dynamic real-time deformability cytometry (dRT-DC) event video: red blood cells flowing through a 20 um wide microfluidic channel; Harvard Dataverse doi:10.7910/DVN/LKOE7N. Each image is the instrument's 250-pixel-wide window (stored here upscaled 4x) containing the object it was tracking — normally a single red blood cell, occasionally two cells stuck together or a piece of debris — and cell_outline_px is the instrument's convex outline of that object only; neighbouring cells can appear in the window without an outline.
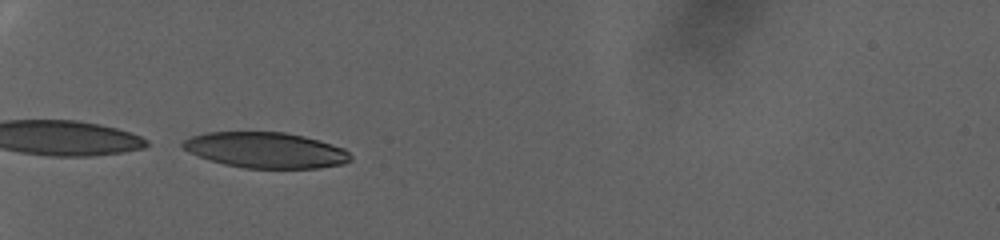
{"species": "human", "species_latin": "Homo sapiens", "temperature_condition": "warm", "stored_images_in_passage": 49, "camera_frame_rate_fps": 3000, "um_per_image_px": 0.085, "donor": {"sex": "female"}, "frame": {"image": 1, "passage_image": 1, "time_ms": 0.0, "image_size_px": [1000, 240], "cell_outline_px": [[352, 160], [344, 164], [316, 168], [244, 168], [224, 164], [188, 152], [180, 144], [184, 140], [192, 136], [208, 132], [284, 132], [304, 136], [332, 144], [344, 148], [352, 156]], "centroid_in_image_um": [22.61, 12.76], "position_along_channel_um": 62.4, "area_um2": 34.8}}
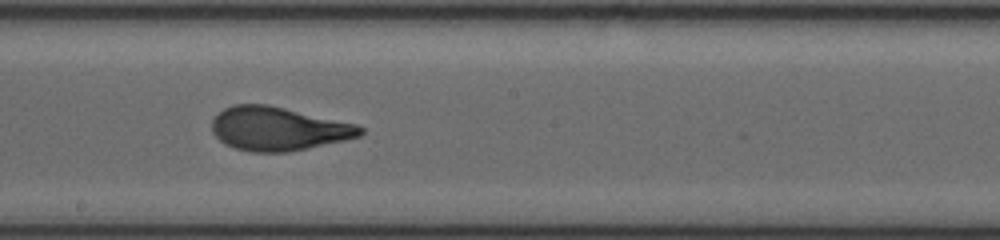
{"frame": {"image": 2, "passage_image": 22, "time_ms": 7.0, "image_size_px": [1000, 240], "cell_outline_px": [[364, 132], [360, 136], [344, 140], [288, 152], [252, 152], [236, 148], [224, 144], [212, 132], [212, 120], [224, 108], [232, 104], [268, 104], [356, 124], [364, 128]], "centroid_in_image_um": [23.63, 10.94], "position_along_channel_um": 224.6, "area_um2": 37.57}}
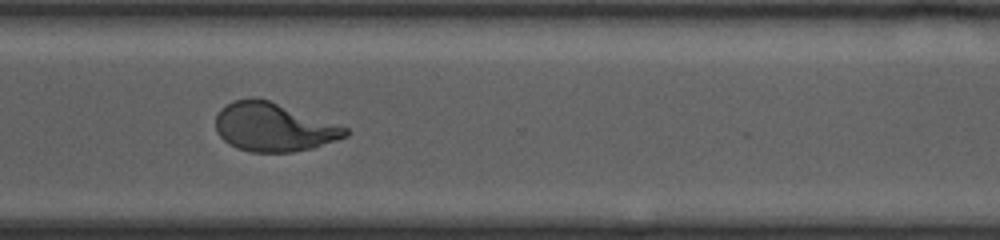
{"frame": {"image": 3, "passage_image": 36, "time_ms": 11.667, "image_size_px": [1000, 240], "cell_outline_px": [[348, 136], [312, 148], [292, 152], [252, 152], [236, 148], [228, 144], [216, 132], [216, 116], [220, 108], [232, 100], [252, 96], [256, 96], [268, 100], [348, 128]], "centroid_in_image_um": [23.2, 10.8], "position_along_channel_um": 347.4, "area_um2": 36.7}, "authors_computed_cell_mechanics": {"area_um2": 37.57, "velocity_mm_per_s": 2.6398, "shape_relaxation_time_tau1_ms": 7.4148, "shape_relaxation_time_tau2_ms": 1.0878, "deformation_change_tau1": 0.2568, "deformation_change_tau2": 0.0791}}